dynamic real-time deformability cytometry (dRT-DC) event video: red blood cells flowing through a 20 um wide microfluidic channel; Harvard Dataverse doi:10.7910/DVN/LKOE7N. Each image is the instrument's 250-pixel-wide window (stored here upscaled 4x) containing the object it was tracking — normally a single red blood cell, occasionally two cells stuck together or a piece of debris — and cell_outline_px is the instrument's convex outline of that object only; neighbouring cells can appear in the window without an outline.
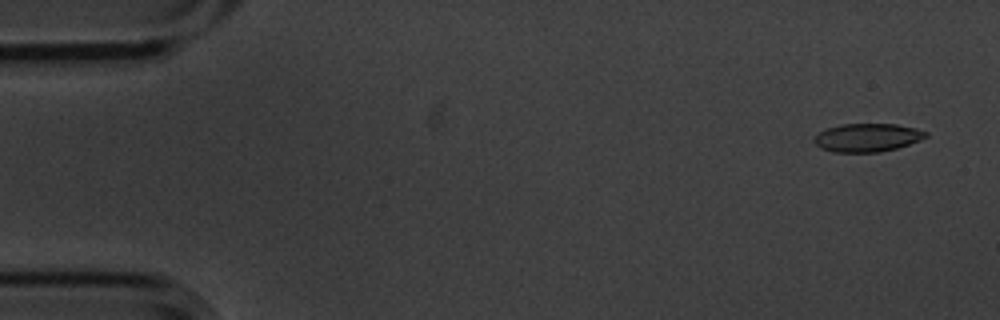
{"species": "common noctule bat (a hibernating species)", "species_latin": "Nyctalus noctula", "temperature_condition": "cold", "stored_images_in_passage": 5, "camera_frame_rate_fps": 3000, "um_per_image_px": 0.085, "animal": {"sex": "male", "body_mass_g": 20.1, "forearm_length_mm": 53.5}, "frame": {"image": 1, "passage_image": 1, "time_ms": 0.0, "image_size_px": [1000, 320], "cell_outline_px": [[928, 136], [920, 140], [896, 148], [880, 152], [832, 152], [820, 148], [812, 140], [820, 132], [828, 128], [840, 124], [896, 124], [916, 128], [928, 132]], "centroid_in_image_um": [73.72, 11.69], "position_along_channel_um": 11.3, "area_um2": 18.38}}
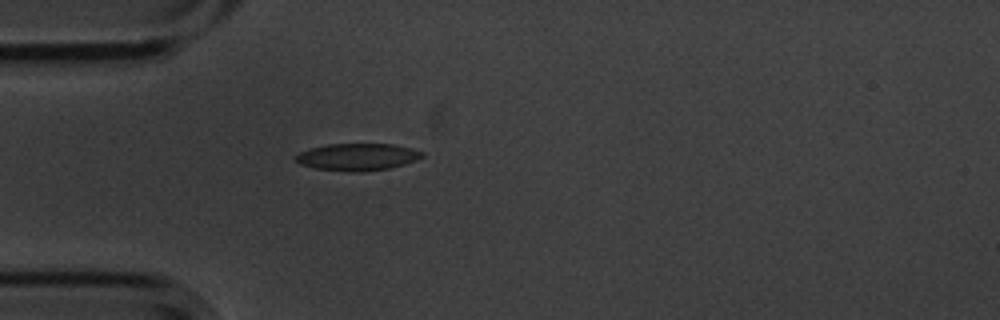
{"frame": {"image": 2, "passage_image": 5, "time_ms": 1.333, "image_size_px": [1000, 320], "cell_outline_px": [[424, 156], [416, 160], [404, 164], [388, 168], [364, 172], [352, 172], [316, 168], [300, 164], [296, 160], [296, 156], [300, 152], [308, 148], [328, 144], [392, 144], [412, 148], [424, 152]], "centroid_in_image_um": [30.4, 13.33], "position_along_channel_um": 54.6, "area_um2": 19.94}}